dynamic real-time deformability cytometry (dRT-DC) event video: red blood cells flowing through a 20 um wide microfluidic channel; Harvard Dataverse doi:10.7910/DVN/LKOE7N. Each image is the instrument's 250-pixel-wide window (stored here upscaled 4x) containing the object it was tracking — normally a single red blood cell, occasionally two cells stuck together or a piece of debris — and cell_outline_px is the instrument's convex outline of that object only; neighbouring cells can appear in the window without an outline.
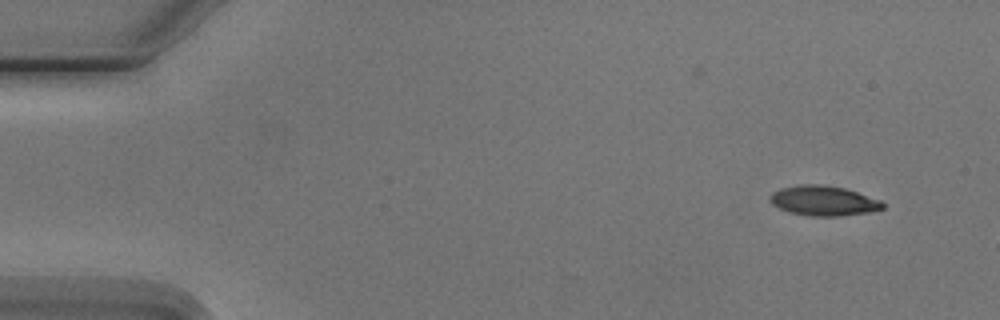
{"species": "Egyptian fruit bat (a non-hibernating species)", "species_latin": "Rousettus aegyptiacus", "temperature_condition": "cold", "stored_images_in_passage": 3, "camera_frame_rate_fps": 3000, "um_per_image_px": 0.085, "animal": {"sex": "male"}, "frame": {"image": 1, "passage_image": 1, "time_ms": 0.0, "image_size_px": [1000, 320], "cell_outline_px": [[884, 208], [872, 212], [840, 216], [812, 216], [788, 212], [772, 204], [768, 200], [772, 192], [780, 188], [800, 184], [816, 184], [844, 188], [880, 200], [884, 204]], "centroid_in_image_um": [69.98, 17.07], "position_along_channel_um": 15.0, "area_um2": 19.65}}